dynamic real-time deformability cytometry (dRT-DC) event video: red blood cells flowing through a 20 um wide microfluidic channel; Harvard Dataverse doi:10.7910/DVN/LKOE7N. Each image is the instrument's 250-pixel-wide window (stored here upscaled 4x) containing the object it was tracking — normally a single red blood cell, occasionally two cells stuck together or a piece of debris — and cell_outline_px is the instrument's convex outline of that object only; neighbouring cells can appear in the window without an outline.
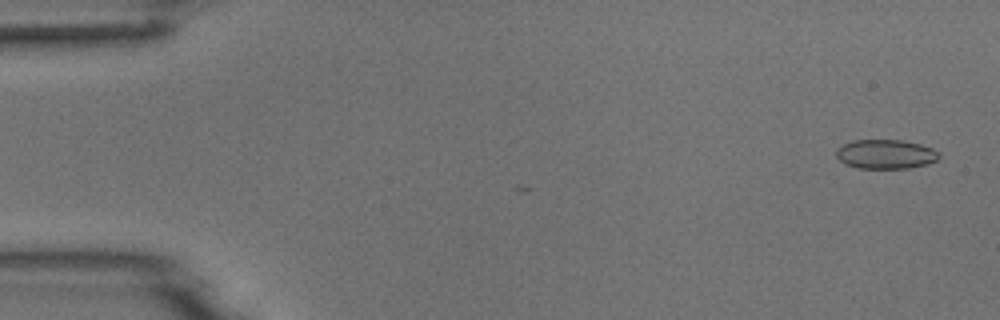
{"species": "common noctule bat (a hibernating species)", "species_latin": "Nyctalus noctula", "temperature_condition": "room temperature", "stored_images_in_passage": 6, "camera_frame_rate_fps": 3000, "um_per_image_px": 0.085, "animal": {"sex": "male", "body_mass_g": 18.8}, "frame": {"image": 1, "passage_image": 2, "time_ms": 0.333, "image_size_px": [1000, 320], "cell_outline_px": [[940, 156], [936, 160], [928, 164], [908, 168], [856, 168], [844, 164], [836, 156], [836, 148], [852, 140], [900, 140], [920, 144], [932, 148]], "centroid_in_image_um": [75.24, 13.11], "position_along_channel_um": 9.8, "area_um2": 17.51}}